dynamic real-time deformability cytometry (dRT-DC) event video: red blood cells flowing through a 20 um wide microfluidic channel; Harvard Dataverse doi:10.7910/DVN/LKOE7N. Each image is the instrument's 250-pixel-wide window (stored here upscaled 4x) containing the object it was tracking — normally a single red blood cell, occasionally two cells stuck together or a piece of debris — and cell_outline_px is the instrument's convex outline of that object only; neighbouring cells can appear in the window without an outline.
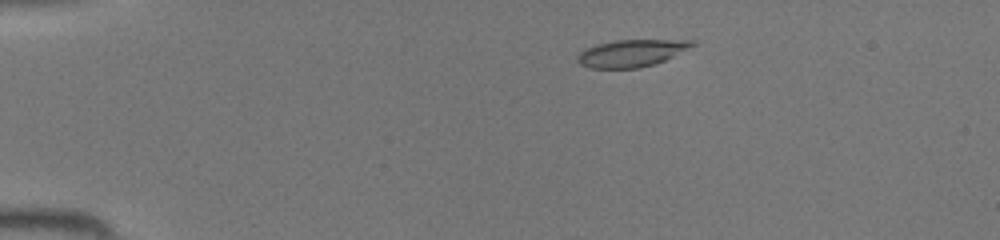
{"species": "common noctule bat (a hibernating species)", "species_latin": "Nyctalus noctula", "temperature_condition": "room temperature", "stored_images_in_passage": 44, "camera_frame_rate_fps": 3000, "um_per_image_px": 0.085, "animal": {"sex": "female", "body_mass_g": 19.5, "forearm_length_mm": 54.1}, "frame": {"image": 1, "passage_image": 7, "time_ms": 2.0, "image_size_px": [1000, 240], "cell_outline_px": [[696, 44], [656, 64], [640, 68], [588, 68], [580, 64], [576, 60], [576, 56], [584, 48], [596, 44], [612, 40], [696, 40]], "centroid_in_image_um": [53.61, 4.52], "position_along_channel_um": 31.4, "area_um2": 18.26}}
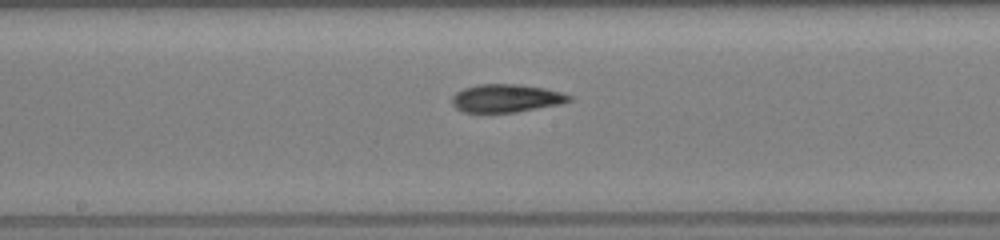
{"frame": {"image": 2, "passage_image": 23, "time_ms": 7.333, "image_size_px": [1000, 240], "cell_outline_px": [[572, 100], [560, 104], [516, 112], [464, 112], [456, 108], [452, 104], [452, 96], [456, 92], [464, 88], [480, 84], [520, 84], [544, 88], [560, 92], [572, 96]], "centroid_in_image_um": [43.02, 8.35], "position_along_channel_um": 205.2, "area_um2": 19.07}}
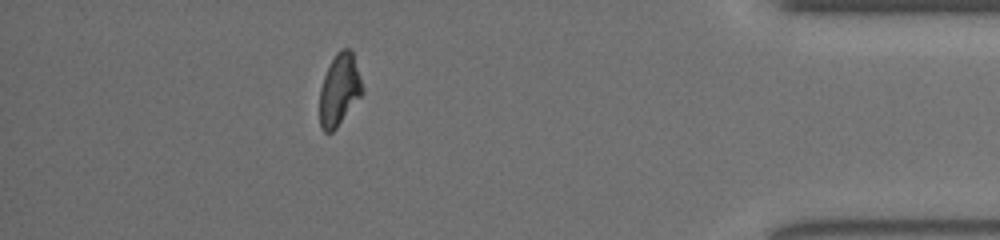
{"frame": {"image": 3, "passage_image": 39, "time_ms": 12.667, "image_size_px": [1000, 240], "cell_outline_px": [[364, 92], [336, 128], [332, 132], [324, 132], [320, 128], [320, 88], [324, 76], [336, 52], [340, 48], [348, 48], [352, 52], [364, 88]], "centroid_in_image_um": [28.85, 7.64], "position_along_channel_um": 406.4, "area_um2": 17.74}}